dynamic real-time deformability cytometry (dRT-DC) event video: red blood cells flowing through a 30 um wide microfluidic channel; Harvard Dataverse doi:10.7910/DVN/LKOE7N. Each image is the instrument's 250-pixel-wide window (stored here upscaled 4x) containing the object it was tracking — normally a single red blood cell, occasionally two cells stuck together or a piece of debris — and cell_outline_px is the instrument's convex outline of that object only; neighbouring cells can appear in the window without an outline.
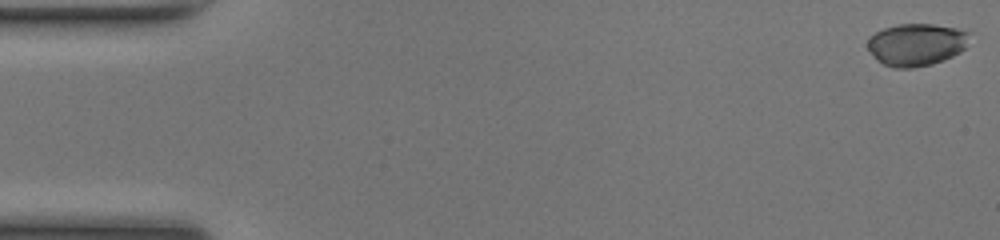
{"species": "common noctule bat (a hibernating species)", "species_latin": "Nyctalus noctula", "temperature_condition": "room temperature", "stored_images_in_passage": 50, "camera_frame_rate_fps": 3000, "um_per_image_px": 0.085, "animal": {"sex": "female", "body_mass_g": 17.0, "forearm_length_mm": 48.0}, "frame": {"image": 1, "passage_image": 1, "time_ms": 0.0, "image_size_px": [1000, 240], "cell_outline_px": [[968, 32], [964, 48], [960, 52], [952, 56], [932, 64], [912, 68], [892, 68], [876, 60], [868, 48], [868, 40], [876, 32], [884, 28], [900, 24], [932, 24], [956, 28]], "centroid_in_image_um": [77.85, 3.8], "position_along_channel_um": 7.1, "area_um2": 24.8}}
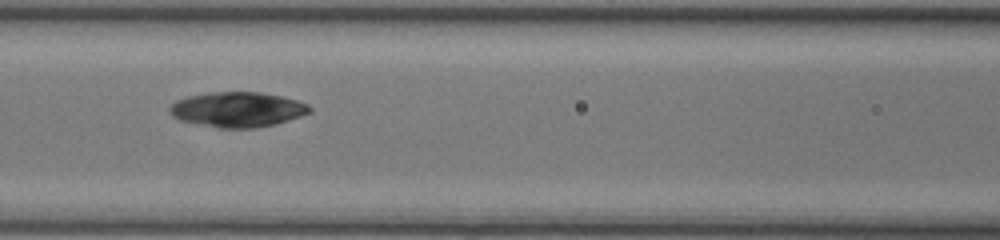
{"frame": {"image": 2, "passage_image": 22, "time_ms": 7.0, "image_size_px": [1000, 240], "cell_outline_px": [[312, 112], [276, 124], [256, 128], [220, 128], [180, 120], [172, 116], [168, 112], [168, 108], [176, 100], [188, 96], [208, 92], [260, 92], [284, 96], [308, 104], [312, 108]], "centroid_in_image_um": [20.2, 9.3], "position_along_channel_um": 146.4, "area_um2": 28.78}}
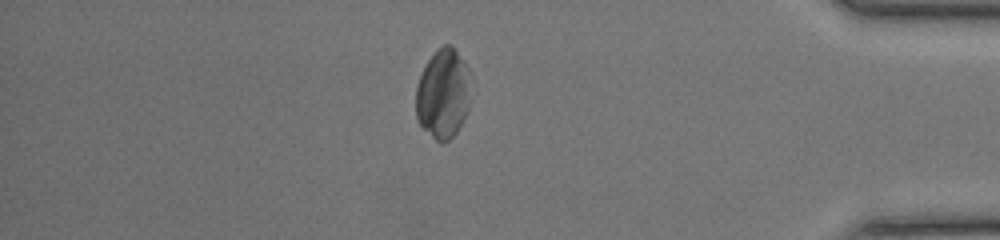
{"frame": {"image": 3, "passage_image": 43, "time_ms": 14.0, "image_size_px": [1000, 240], "cell_outline_px": [[472, 76], [468, 108], [456, 132], [448, 140], [440, 144], [416, 120], [416, 84], [428, 60], [436, 48], [444, 44], [452, 44], [464, 60], [472, 72]], "centroid_in_image_um": [37.68, 7.91], "position_along_channel_um": 397.5, "area_um2": 29.13}, "authors_computed_cell_mechanics": {"area_um2": 28.6977, "velocity_mm_per_s": 4.1334, "shape_relaxation_time_tau1_ms": 5.0808, "shape_relaxation_time_tau2_ms": null, "deformation_change_tau1": 0.1247, "deformation_change_tau2": null}}